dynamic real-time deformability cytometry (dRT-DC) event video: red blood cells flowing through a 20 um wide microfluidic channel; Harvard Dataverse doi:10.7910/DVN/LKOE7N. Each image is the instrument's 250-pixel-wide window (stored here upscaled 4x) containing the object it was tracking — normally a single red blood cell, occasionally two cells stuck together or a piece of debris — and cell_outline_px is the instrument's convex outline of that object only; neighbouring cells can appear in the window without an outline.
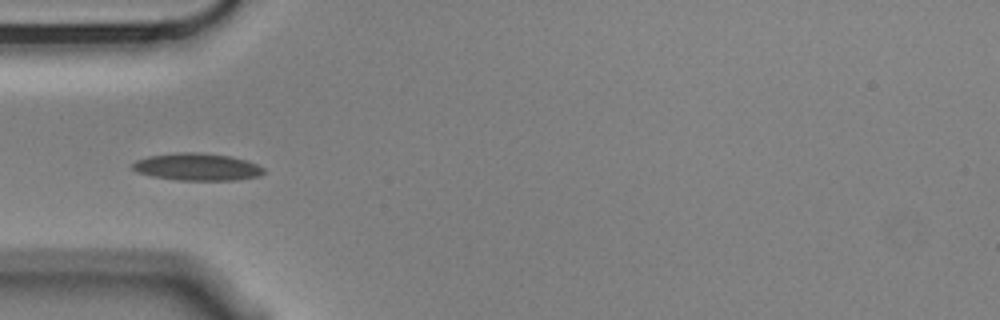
{"species": "Egyptian fruit bat (a non-hibernating species)", "species_latin": "Rousettus aegyptiacus", "temperature_condition": "cold", "stored_images_in_passage": 10, "camera_frame_rate_fps": 3000, "um_per_image_px": 0.085, "animal": {"sex": "male"}, "frame": {"image": 1, "passage_image": 4, "time_ms": 1.0, "image_size_px": [1000, 320], "cell_outline_px": [[264, 172], [260, 176], [236, 180], [176, 180], [152, 176], [136, 172], [132, 168], [132, 164], [136, 160], [148, 156], [176, 152], [196, 152], [228, 156], [244, 160], [256, 164], [264, 168]], "centroid_in_image_um": [16.72, 14.19], "position_along_channel_um": 68.3, "area_um2": 20.81}}
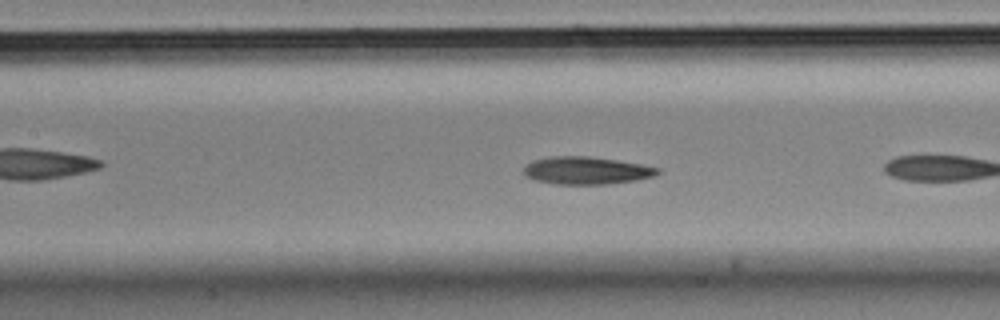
{"frame": {"image": 2, "passage_image": 9, "time_ms": 2.667, "image_size_px": [1000, 320], "cell_outline_px": [[660, 172], [656, 176], [636, 180], [604, 184], [556, 184], [536, 180], [528, 176], [524, 172], [524, 168], [532, 160], [552, 156], [588, 156], [616, 160], [640, 164], [660, 168]], "centroid_in_image_um": [49.87, 14.49], "position_along_channel_um": 157.5, "area_um2": 21.33}}